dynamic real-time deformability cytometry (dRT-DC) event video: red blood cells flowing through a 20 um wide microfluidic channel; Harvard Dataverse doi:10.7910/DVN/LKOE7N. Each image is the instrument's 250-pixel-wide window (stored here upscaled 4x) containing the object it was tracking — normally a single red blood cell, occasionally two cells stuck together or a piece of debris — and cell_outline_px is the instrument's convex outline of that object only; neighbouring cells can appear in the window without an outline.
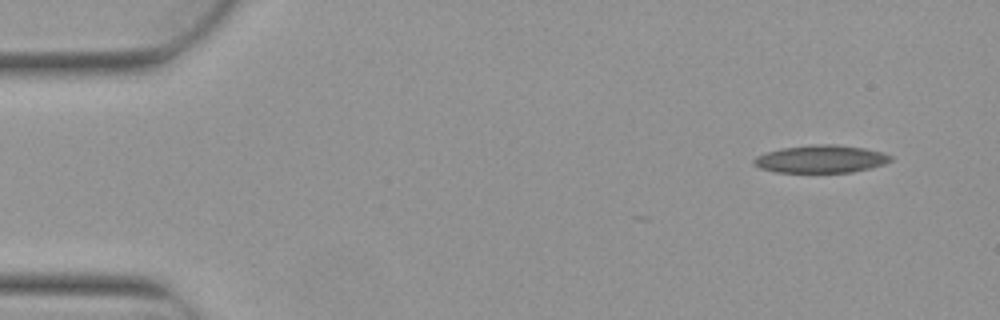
{"species": "Egyptian fruit bat (a non-hibernating species)", "species_latin": "Rousettus aegyptiacus", "temperature_condition": "warm", "stored_images_in_passage": 3, "camera_frame_rate_fps": 3000, "um_per_image_px": 0.085, "animal": {"sex": "female"}, "frame": {"image": 1, "passage_image": 1, "time_ms": 0.0, "image_size_px": [1000, 320], "cell_outline_px": [[892, 160], [884, 164], [872, 168], [852, 172], [776, 172], [760, 168], [752, 164], [752, 160], [756, 156], [780, 148], [816, 144], [836, 144], [864, 148], [884, 152], [892, 156]], "centroid_in_image_um": [69.79, 13.51], "position_along_channel_um": 15.2, "area_um2": 22.2}}
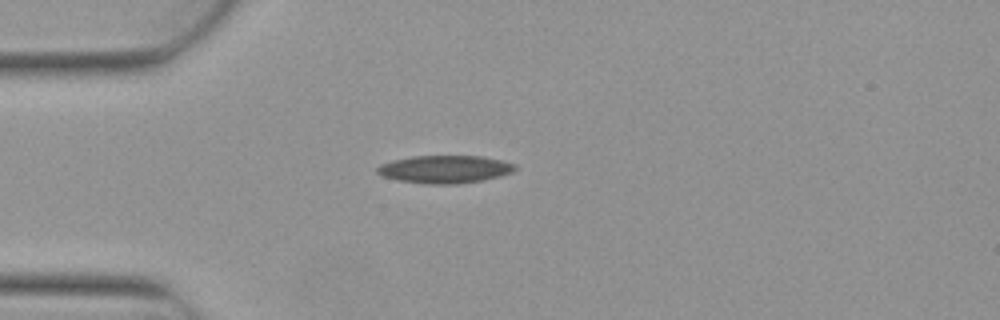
{"frame": {"image": 2, "passage_image": 3, "time_ms": 0.667, "image_size_px": [1000, 320], "cell_outline_px": [[520, 168], [512, 172], [500, 176], [484, 180], [456, 184], [428, 184], [396, 180], [384, 176], [376, 172], [376, 168], [380, 164], [392, 160], [412, 156], [480, 156], [500, 160], [516, 164]], "centroid_in_image_um": [37.83, 14.39], "position_along_channel_um": 47.2, "area_um2": 22.43}}